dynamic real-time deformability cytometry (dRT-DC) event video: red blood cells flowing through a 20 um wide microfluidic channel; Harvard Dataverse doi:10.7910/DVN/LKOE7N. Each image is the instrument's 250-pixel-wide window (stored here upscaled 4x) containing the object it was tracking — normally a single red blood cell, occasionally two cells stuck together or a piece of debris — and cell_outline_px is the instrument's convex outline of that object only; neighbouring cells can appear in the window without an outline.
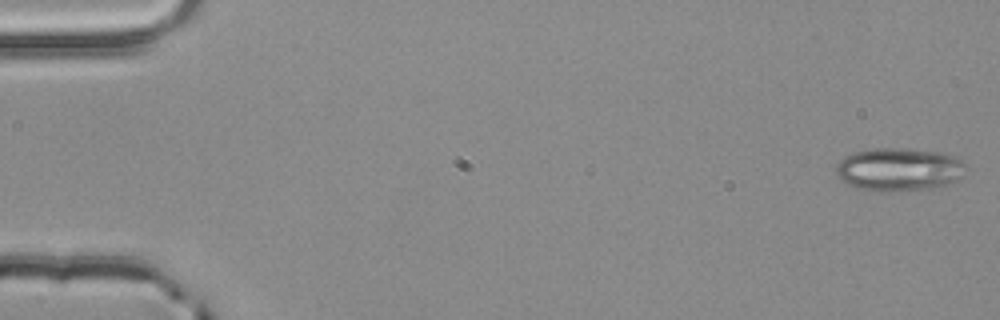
{"species": "common noctule bat (a hibernating species)", "species_latin": "Nyctalus noctula", "temperature_condition": "room temperature", "stored_images_in_passage": 54, "camera_frame_rate_fps": 3000, "um_per_image_px": 0.085, "animal": {"sex": "male", "body_mass_g": 20.4}, "frame": {"image": 1, "passage_image": 1, "time_ms": 0.0, "image_size_px": [1000, 320], "cell_outline_px": [[964, 176], [944, 184], [928, 188], [864, 188], [848, 184], [840, 180], [836, 176], [836, 164], [840, 160], [852, 152], [872, 148], [904, 148], [936, 152], [952, 156], [960, 160], [964, 164]], "centroid_in_image_um": [76.36, 14.33], "position_along_channel_um": 8.6, "area_um2": 31.21}}
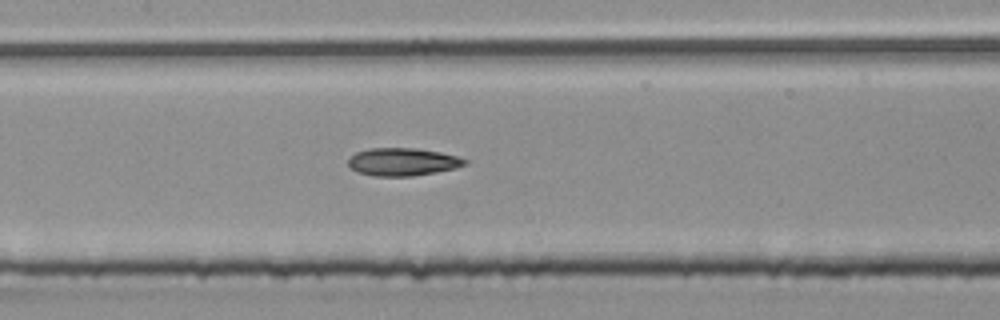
{"frame": {"image": 2, "passage_image": 26, "time_ms": 8.333, "image_size_px": [1000, 320], "cell_outline_px": [[468, 164], [456, 168], [436, 172], [412, 176], [372, 176], [356, 172], [348, 164], [348, 156], [356, 152], [372, 148], [416, 148], [440, 152], [456, 156], [468, 160]], "centroid_in_image_um": [34.21, 13.76], "position_along_channel_um": 173.2, "area_um2": 19.02}}
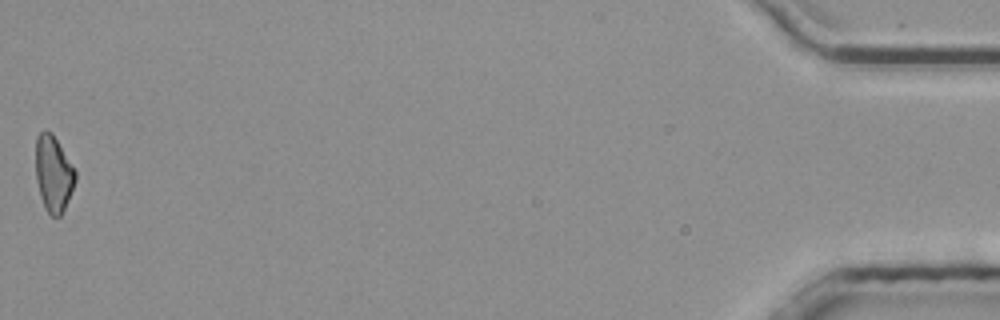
{"frame": {"image": 3, "passage_image": 54, "time_ms": 17.667, "image_size_px": [1000, 320], "cell_outline_px": [[76, 180], [64, 208], [60, 216], [48, 216], [44, 208], [40, 196], [36, 180], [36, 136], [44, 128], [52, 132], [76, 172]], "centroid_in_image_um": [4.52, 14.75], "position_along_channel_um": 430.7, "area_um2": 17.57}, "authors_computed_cell_mechanics": {"area_um2": 18.785, "velocity_mm_per_s": 3.8655, "shape_relaxation_time_tau1_ms": 10.8651, "shape_relaxation_time_tau2_ms": 5.2821, "deformation_change_tau1": 0.1787, "deformation_change_tau2": 0.1331}}